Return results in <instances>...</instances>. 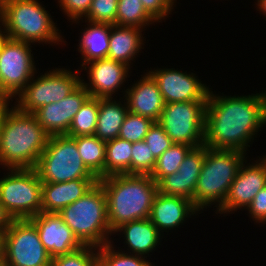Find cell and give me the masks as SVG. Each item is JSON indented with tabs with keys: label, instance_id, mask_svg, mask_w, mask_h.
Returning a JSON list of instances; mask_svg holds the SVG:
<instances>
[{
	"label": "cell",
	"instance_id": "1",
	"mask_svg": "<svg viewBox=\"0 0 266 266\" xmlns=\"http://www.w3.org/2000/svg\"><path fill=\"white\" fill-rule=\"evenodd\" d=\"M212 92L206 102L204 145L245 153L259 128L266 125V91L240 97Z\"/></svg>",
	"mask_w": 266,
	"mask_h": 266
},
{
	"label": "cell",
	"instance_id": "2",
	"mask_svg": "<svg viewBox=\"0 0 266 266\" xmlns=\"http://www.w3.org/2000/svg\"><path fill=\"white\" fill-rule=\"evenodd\" d=\"M48 138L33 113L7 105L0 132V165L7 169L35 168Z\"/></svg>",
	"mask_w": 266,
	"mask_h": 266
},
{
	"label": "cell",
	"instance_id": "3",
	"mask_svg": "<svg viewBox=\"0 0 266 266\" xmlns=\"http://www.w3.org/2000/svg\"><path fill=\"white\" fill-rule=\"evenodd\" d=\"M98 182L106 194L107 218L112 233L122 224L149 218L158 187L148 174H115Z\"/></svg>",
	"mask_w": 266,
	"mask_h": 266
},
{
	"label": "cell",
	"instance_id": "4",
	"mask_svg": "<svg viewBox=\"0 0 266 266\" xmlns=\"http://www.w3.org/2000/svg\"><path fill=\"white\" fill-rule=\"evenodd\" d=\"M58 214L83 246L98 248L111 243L107 199L99 182L75 202L61 209Z\"/></svg>",
	"mask_w": 266,
	"mask_h": 266
},
{
	"label": "cell",
	"instance_id": "5",
	"mask_svg": "<svg viewBox=\"0 0 266 266\" xmlns=\"http://www.w3.org/2000/svg\"><path fill=\"white\" fill-rule=\"evenodd\" d=\"M245 155L237 150L205 146V159L194 193V206L198 211L214 203H217V211L223 206L231 184L245 162Z\"/></svg>",
	"mask_w": 266,
	"mask_h": 266
},
{
	"label": "cell",
	"instance_id": "6",
	"mask_svg": "<svg viewBox=\"0 0 266 266\" xmlns=\"http://www.w3.org/2000/svg\"><path fill=\"white\" fill-rule=\"evenodd\" d=\"M38 0H9L0 14L7 37L28 43L64 42L52 16Z\"/></svg>",
	"mask_w": 266,
	"mask_h": 266
},
{
	"label": "cell",
	"instance_id": "7",
	"mask_svg": "<svg viewBox=\"0 0 266 266\" xmlns=\"http://www.w3.org/2000/svg\"><path fill=\"white\" fill-rule=\"evenodd\" d=\"M35 170L42 182L98 179L83 163L74 137L66 134L49 136Z\"/></svg>",
	"mask_w": 266,
	"mask_h": 266
},
{
	"label": "cell",
	"instance_id": "8",
	"mask_svg": "<svg viewBox=\"0 0 266 266\" xmlns=\"http://www.w3.org/2000/svg\"><path fill=\"white\" fill-rule=\"evenodd\" d=\"M0 179V202L13 219H30L42 212V181L35 168L8 169Z\"/></svg>",
	"mask_w": 266,
	"mask_h": 266
},
{
	"label": "cell",
	"instance_id": "9",
	"mask_svg": "<svg viewBox=\"0 0 266 266\" xmlns=\"http://www.w3.org/2000/svg\"><path fill=\"white\" fill-rule=\"evenodd\" d=\"M2 263L5 266H50L36 226L29 219H14L2 234Z\"/></svg>",
	"mask_w": 266,
	"mask_h": 266
},
{
	"label": "cell",
	"instance_id": "10",
	"mask_svg": "<svg viewBox=\"0 0 266 266\" xmlns=\"http://www.w3.org/2000/svg\"><path fill=\"white\" fill-rule=\"evenodd\" d=\"M75 72L73 74L65 68H55L35 80L33 76L32 82L30 80L17 95L19 98H16L15 106L21 112L34 113L44 105L61 101L81 84L80 76L77 74L79 71Z\"/></svg>",
	"mask_w": 266,
	"mask_h": 266
},
{
	"label": "cell",
	"instance_id": "11",
	"mask_svg": "<svg viewBox=\"0 0 266 266\" xmlns=\"http://www.w3.org/2000/svg\"><path fill=\"white\" fill-rule=\"evenodd\" d=\"M207 100L165 104L158 123L174 143L204 145Z\"/></svg>",
	"mask_w": 266,
	"mask_h": 266
},
{
	"label": "cell",
	"instance_id": "12",
	"mask_svg": "<svg viewBox=\"0 0 266 266\" xmlns=\"http://www.w3.org/2000/svg\"><path fill=\"white\" fill-rule=\"evenodd\" d=\"M31 43L7 38L0 48V94L10 103L35 75Z\"/></svg>",
	"mask_w": 266,
	"mask_h": 266
},
{
	"label": "cell",
	"instance_id": "13",
	"mask_svg": "<svg viewBox=\"0 0 266 266\" xmlns=\"http://www.w3.org/2000/svg\"><path fill=\"white\" fill-rule=\"evenodd\" d=\"M157 82L165 104L207 100L209 87L202 84L195 74L175 69H156L148 72Z\"/></svg>",
	"mask_w": 266,
	"mask_h": 266
},
{
	"label": "cell",
	"instance_id": "14",
	"mask_svg": "<svg viewBox=\"0 0 266 266\" xmlns=\"http://www.w3.org/2000/svg\"><path fill=\"white\" fill-rule=\"evenodd\" d=\"M89 97L88 90L81 83L61 101L44 105L33 114L49 136L67 134L74 116Z\"/></svg>",
	"mask_w": 266,
	"mask_h": 266
},
{
	"label": "cell",
	"instance_id": "15",
	"mask_svg": "<svg viewBox=\"0 0 266 266\" xmlns=\"http://www.w3.org/2000/svg\"><path fill=\"white\" fill-rule=\"evenodd\" d=\"M261 159L254 164H247L248 166L242 163L223 206L216 214L229 213L242 207L247 209L254 196L266 186V161Z\"/></svg>",
	"mask_w": 266,
	"mask_h": 266
},
{
	"label": "cell",
	"instance_id": "16",
	"mask_svg": "<svg viewBox=\"0 0 266 266\" xmlns=\"http://www.w3.org/2000/svg\"><path fill=\"white\" fill-rule=\"evenodd\" d=\"M51 258L72 253L83 245L58 213L41 212L29 219Z\"/></svg>",
	"mask_w": 266,
	"mask_h": 266
},
{
	"label": "cell",
	"instance_id": "17",
	"mask_svg": "<svg viewBox=\"0 0 266 266\" xmlns=\"http://www.w3.org/2000/svg\"><path fill=\"white\" fill-rule=\"evenodd\" d=\"M204 159L205 145L193 148L181 162L177 172L165 176L157 183L158 192L184 197L194 205V193Z\"/></svg>",
	"mask_w": 266,
	"mask_h": 266
},
{
	"label": "cell",
	"instance_id": "18",
	"mask_svg": "<svg viewBox=\"0 0 266 266\" xmlns=\"http://www.w3.org/2000/svg\"><path fill=\"white\" fill-rule=\"evenodd\" d=\"M84 65L82 67L85 70L88 68L90 83H85L84 80H81V83L88 90L90 97L95 98H113L112 95L126 80L130 68L110 58L97 59Z\"/></svg>",
	"mask_w": 266,
	"mask_h": 266
},
{
	"label": "cell",
	"instance_id": "19",
	"mask_svg": "<svg viewBox=\"0 0 266 266\" xmlns=\"http://www.w3.org/2000/svg\"><path fill=\"white\" fill-rule=\"evenodd\" d=\"M136 84L125 91L128 112L158 122L165 106L157 82L147 72Z\"/></svg>",
	"mask_w": 266,
	"mask_h": 266
},
{
	"label": "cell",
	"instance_id": "20",
	"mask_svg": "<svg viewBox=\"0 0 266 266\" xmlns=\"http://www.w3.org/2000/svg\"><path fill=\"white\" fill-rule=\"evenodd\" d=\"M196 213L198 210L189 199L158 192L154 198L149 219L161 234L162 230L178 228L184 220H187V217Z\"/></svg>",
	"mask_w": 266,
	"mask_h": 266
},
{
	"label": "cell",
	"instance_id": "21",
	"mask_svg": "<svg viewBox=\"0 0 266 266\" xmlns=\"http://www.w3.org/2000/svg\"><path fill=\"white\" fill-rule=\"evenodd\" d=\"M99 179H74L67 182H42V212L58 213L89 191Z\"/></svg>",
	"mask_w": 266,
	"mask_h": 266
},
{
	"label": "cell",
	"instance_id": "22",
	"mask_svg": "<svg viewBox=\"0 0 266 266\" xmlns=\"http://www.w3.org/2000/svg\"><path fill=\"white\" fill-rule=\"evenodd\" d=\"M122 232L126 245L130 249L128 253L145 257L156 249L160 243L161 234L149 218L134 220L118 227L114 233Z\"/></svg>",
	"mask_w": 266,
	"mask_h": 266
},
{
	"label": "cell",
	"instance_id": "23",
	"mask_svg": "<svg viewBox=\"0 0 266 266\" xmlns=\"http://www.w3.org/2000/svg\"><path fill=\"white\" fill-rule=\"evenodd\" d=\"M136 27L111 25L109 51L107 58L124 63L130 67L131 61L142 49V29Z\"/></svg>",
	"mask_w": 266,
	"mask_h": 266
},
{
	"label": "cell",
	"instance_id": "24",
	"mask_svg": "<svg viewBox=\"0 0 266 266\" xmlns=\"http://www.w3.org/2000/svg\"><path fill=\"white\" fill-rule=\"evenodd\" d=\"M112 99L99 98V113L94 135L103 141L118 138L120 127L128 113L126 102L123 105L121 101Z\"/></svg>",
	"mask_w": 266,
	"mask_h": 266
},
{
	"label": "cell",
	"instance_id": "25",
	"mask_svg": "<svg viewBox=\"0 0 266 266\" xmlns=\"http://www.w3.org/2000/svg\"><path fill=\"white\" fill-rule=\"evenodd\" d=\"M88 23V28H85L78 45V51L83 58L81 66L97 59L107 58L109 51L111 24Z\"/></svg>",
	"mask_w": 266,
	"mask_h": 266
},
{
	"label": "cell",
	"instance_id": "26",
	"mask_svg": "<svg viewBox=\"0 0 266 266\" xmlns=\"http://www.w3.org/2000/svg\"><path fill=\"white\" fill-rule=\"evenodd\" d=\"M78 152L86 167L98 178L104 177L106 141L97 136L74 137Z\"/></svg>",
	"mask_w": 266,
	"mask_h": 266
},
{
	"label": "cell",
	"instance_id": "27",
	"mask_svg": "<svg viewBox=\"0 0 266 266\" xmlns=\"http://www.w3.org/2000/svg\"><path fill=\"white\" fill-rule=\"evenodd\" d=\"M132 142L115 138L106 141L104 177L131 174Z\"/></svg>",
	"mask_w": 266,
	"mask_h": 266
},
{
	"label": "cell",
	"instance_id": "28",
	"mask_svg": "<svg viewBox=\"0 0 266 266\" xmlns=\"http://www.w3.org/2000/svg\"><path fill=\"white\" fill-rule=\"evenodd\" d=\"M193 148L188 144L173 143L156 160L155 167L149 176L158 183L165 176L177 172L181 162Z\"/></svg>",
	"mask_w": 266,
	"mask_h": 266
},
{
	"label": "cell",
	"instance_id": "29",
	"mask_svg": "<svg viewBox=\"0 0 266 266\" xmlns=\"http://www.w3.org/2000/svg\"><path fill=\"white\" fill-rule=\"evenodd\" d=\"M99 98L89 97L74 116L66 135L71 137L92 136L96 131Z\"/></svg>",
	"mask_w": 266,
	"mask_h": 266
},
{
	"label": "cell",
	"instance_id": "30",
	"mask_svg": "<svg viewBox=\"0 0 266 266\" xmlns=\"http://www.w3.org/2000/svg\"><path fill=\"white\" fill-rule=\"evenodd\" d=\"M154 22L140 0H118L116 25L144 29Z\"/></svg>",
	"mask_w": 266,
	"mask_h": 266
},
{
	"label": "cell",
	"instance_id": "31",
	"mask_svg": "<svg viewBox=\"0 0 266 266\" xmlns=\"http://www.w3.org/2000/svg\"><path fill=\"white\" fill-rule=\"evenodd\" d=\"M108 243L98 248V266H152L144 256L114 250Z\"/></svg>",
	"mask_w": 266,
	"mask_h": 266
},
{
	"label": "cell",
	"instance_id": "32",
	"mask_svg": "<svg viewBox=\"0 0 266 266\" xmlns=\"http://www.w3.org/2000/svg\"><path fill=\"white\" fill-rule=\"evenodd\" d=\"M153 123L154 121L150 118L128 112L120 127L118 138L132 143L144 141V138Z\"/></svg>",
	"mask_w": 266,
	"mask_h": 266
},
{
	"label": "cell",
	"instance_id": "33",
	"mask_svg": "<svg viewBox=\"0 0 266 266\" xmlns=\"http://www.w3.org/2000/svg\"><path fill=\"white\" fill-rule=\"evenodd\" d=\"M50 266H98V248L82 246L72 253L51 258Z\"/></svg>",
	"mask_w": 266,
	"mask_h": 266
},
{
	"label": "cell",
	"instance_id": "34",
	"mask_svg": "<svg viewBox=\"0 0 266 266\" xmlns=\"http://www.w3.org/2000/svg\"><path fill=\"white\" fill-rule=\"evenodd\" d=\"M131 174H148L153 171L156 159L145 141L132 143Z\"/></svg>",
	"mask_w": 266,
	"mask_h": 266
},
{
	"label": "cell",
	"instance_id": "35",
	"mask_svg": "<svg viewBox=\"0 0 266 266\" xmlns=\"http://www.w3.org/2000/svg\"><path fill=\"white\" fill-rule=\"evenodd\" d=\"M118 0H92L85 22L116 24Z\"/></svg>",
	"mask_w": 266,
	"mask_h": 266
},
{
	"label": "cell",
	"instance_id": "36",
	"mask_svg": "<svg viewBox=\"0 0 266 266\" xmlns=\"http://www.w3.org/2000/svg\"><path fill=\"white\" fill-rule=\"evenodd\" d=\"M144 141L149 146L156 160L174 143L158 122H154L150 127Z\"/></svg>",
	"mask_w": 266,
	"mask_h": 266
},
{
	"label": "cell",
	"instance_id": "37",
	"mask_svg": "<svg viewBox=\"0 0 266 266\" xmlns=\"http://www.w3.org/2000/svg\"><path fill=\"white\" fill-rule=\"evenodd\" d=\"M62 10L69 17V20L78 21L87 15L92 0H58Z\"/></svg>",
	"mask_w": 266,
	"mask_h": 266
},
{
	"label": "cell",
	"instance_id": "38",
	"mask_svg": "<svg viewBox=\"0 0 266 266\" xmlns=\"http://www.w3.org/2000/svg\"><path fill=\"white\" fill-rule=\"evenodd\" d=\"M146 12L156 21L164 20L173 9L175 0H140ZM160 20V21H159Z\"/></svg>",
	"mask_w": 266,
	"mask_h": 266
},
{
	"label": "cell",
	"instance_id": "39",
	"mask_svg": "<svg viewBox=\"0 0 266 266\" xmlns=\"http://www.w3.org/2000/svg\"><path fill=\"white\" fill-rule=\"evenodd\" d=\"M252 219L258 223L266 222V186L262 188L247 207Z\"/></svg>",
	"mask_w": 266,
	"mask_h": 266
},
{
	"label": "cell",
	"instance_id": "40",
	"mask_svg": "<svg viewBox=\"0 0 266 266\" xmlns=\"http://www.w3.org/2000/svg\"><path fill=\"white\" fill-rule=\"evenodd\" d=\"M13 218L7 212L4 205L0 202V234L2 235L4 231L11 225Z\"/></svg>",
	"mask_w": 266,
	"mask_h": 266
},
{
	"label": "cell",
	"instance_id": "41",
	"mask_svg": "<svg viewBox=\"0 0 266 266\" xmlns=\"http://www.w3.org/2000/svg\"><path fill=\"white\" fill-rule=\"evenodd\" d=\"M3 30V31H2ZM7 33H6V28L4 27L3 29H1L0 26V48L3 44V42L7 39Z\"/></svg>",
	"mask_w": 266,
	"mask_h": 266
},
{
	"label": "cell",
	"instance_id": "42",
	"mask_svg": "<svg viewBox=\"0 0 266 266\" xmlns=\"http://www.w3.org/2000/svg\"><path fill=\"white\" fill-rule=\"evenodd\" d=\"M257 6L260 12L262 11L266 15V0H258Z\"/></svg>",
	"mask_w": 266,
	"mask_h": 266
},
{
	"label": "cell",
	"instance_id": "43",
	"mask_svg": "<svg viewBox=\"0 0 266 266\" xmlns=\"http://www.w3.org/2000/svg\"><path fill=\"white\" fill-rule=\"evenodd\" d=\"M9 104V102L0 94V113Z\"/></svg>",
	"mask_w": 266,
	"mask_h": 266
},
{
	"label": "cell",
	"instance_id": "44",
	"mask_svg": "<svg viewBox=\"0 0 266 266\" xmlns=\"http://www.w3.org/2000/svg\"><path fill=\"white\" fill-rule=\"evenodd\" d=\"M9 2V0H0V14L4 8V6Z\"/></svg>",
	"mask_w": 266,
	"mask_h": 266
},
{
	"label": "cell",
	"instance_id": "45",
	"mask_svg": "<svg viewBox=\"0 0 266 266\" xmlns=\"http://www.w3.org/2000/svg\"><path fill=\"white\" fill-rule=\"evenodd\" d=\"M2 235L0 234V263L2 262Z\"/></svg>",
	"mask_w": 266,
	"mask_h": 266
},
{
	"label": "cell",
	"instance_id": "46",
	"mask_svg": "<svg viewBox=\"0 0 266 266\" xmlns=\"http://www.w3.org/2000/svg\"><path fill=\"white\" fill-rule=\"evenodd\" d=\"M3 111L0 113V132L2 127Z\"/></svg>",
	"mask_w": 266,
	"mask_h": 266
}]
</instances>
